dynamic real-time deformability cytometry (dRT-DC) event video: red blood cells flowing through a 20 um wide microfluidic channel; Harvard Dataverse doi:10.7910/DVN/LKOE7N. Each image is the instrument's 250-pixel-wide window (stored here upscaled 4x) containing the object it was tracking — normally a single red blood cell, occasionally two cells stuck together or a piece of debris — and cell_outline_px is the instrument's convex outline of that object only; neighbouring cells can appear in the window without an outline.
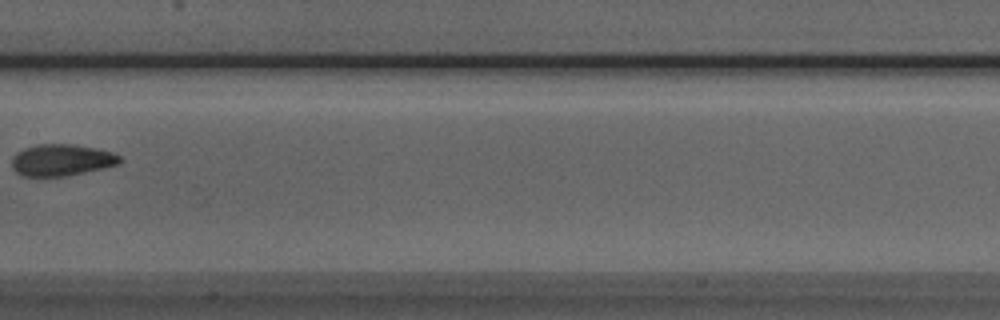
{"species": "Egyptian fruit bat (a non-hibernating species)", "species_latin": "Rousettus aegyptiacus", "temperature_condition": "room temperature", "stored_images_in_passage": 8, "camera_frame_rate_fps": 3000, "um_per_image_px": 0.085, "animal": {"sex": "male"}, "frame": {"image": 1, "passage_image": 8, "time_ms": 2.333, "image_size_px": [1000, 320], "cell_outline_px": [[124, 160], [116, 164], [104, 168], [68, 176], [24, 176], [16, 172], [12, 168], [12, 156], [16, 152], [24, 148], [36, 144], [72, 144], [96, 148], [112, 152], [120, 156]], "centroid_in_image_um": [5.22, 13.6], "position_along_channel_um": 202.2, "area_um2": 20.06}}